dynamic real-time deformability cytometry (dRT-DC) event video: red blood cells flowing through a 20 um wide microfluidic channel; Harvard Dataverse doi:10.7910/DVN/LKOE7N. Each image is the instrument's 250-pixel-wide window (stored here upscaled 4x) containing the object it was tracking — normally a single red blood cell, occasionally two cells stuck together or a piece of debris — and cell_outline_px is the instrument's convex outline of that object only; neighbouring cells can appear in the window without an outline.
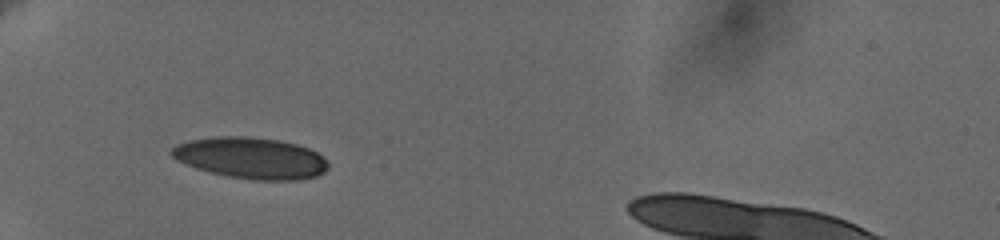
{"species": "human", "species_latin": "Homo sapiens", "temperature_condition": "cold", "stored_images_in_passage": 34, "camera_frame_rate_fps": 3000, "um_per_image_px": 0.085, "donor": {"sex": "female"}, "frame": {"image": 1, "passage_image": 1, "time_ms": 0.0, "image_size_px": [1000, 240], "cell_outline_px": [[328, 168], [324, 172], [316, 176], [296, 180], [256, 180], [228, 176], [208, 172], [196, 168], [176, 160], [168, 152], [176, 144], [188, 140], [220, 136], [248, 136], [280, 140], [296, 144], [308, 148], [324, 156], [328, 164]], "centroid_in_image_um": [21.31, 13.42], "position_along_channel_um": 63.7, "area_um2": 37.86}}
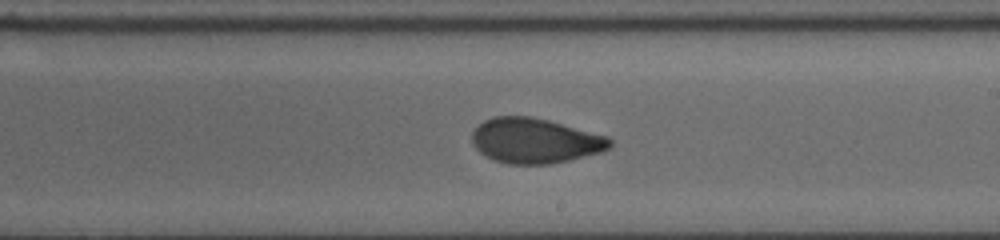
{"frame": {"image": 2, "passage_image": 17, "time_ms": 5.333, "image_size_px": [1000, 240], "cell_outline_px": [[612, 148], [604, 152], [552, 164], [508, 164], [492, 160], [480, 152], [472, 144], [472, 132], [484, 120], [492, 116], [532, 116], [548, 120], [608, 136], [612, 140]], "centroid_in_image_um": [45.5, 11.97], "position_along_channel_um": 243.5, "area_um2": 36.59}}
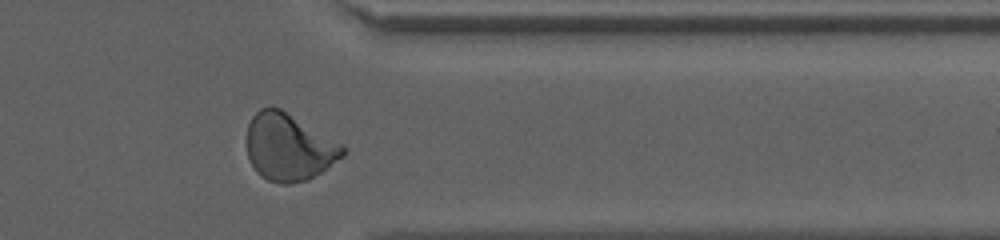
{"frame": {"image": 3, "passage_image": 29, "time_ms": 9.333, "image_size_px": [1000, 240], "cell_outline_px": [[348, 148], [344, 156], [308, 180], [292, 184], [280, 184], [268, 180], [260, 176], [256, 172], [248, 156], [248, 124], [252, 116], [260, 108], [280, 108], [344, 144]], "centroid_in_image_um": [24.58, 12.52], "position_along_channel_um": 386.8, "area_um2": 37.63}, "authors_computed_cell_mechanics": {"area_um2": 36.7897, "velocity_mm_per_s": 3.6451, "shape_relaxation_time_tau1_ms": 6.0315, "shape_relaxation_time_tau2_ms": 1.3395, "deformation_change_tau1": 0.1718, "deformation_change_tau2": 0.0592}}